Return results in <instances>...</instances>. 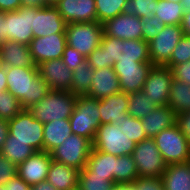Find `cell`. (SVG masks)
<instances>
[{"label":"cell","instance_id":"6da1fadb","mask_svg":"<svg viewBox=\"0 0 190 190\" xmlns=\"http://www.w3.org/2000/svg\"><path fill=\"white\" fill-rule=\"evenodd\" d=\"M7 90L16 97L23 109H29L49 93L47 83L38 68L6 67Z\"/></svg>","mask_w":190,"mask_h":190},{"label":"cell","instance_id":"7a4b0ae2","mask_svg":"<svg viewBox=\"0 0 190 190\" xmlns=\"http://www.w3.org/2000/svg\"><path fill=\"white\" fill-rule=\"evenodd\" d=\"M100 45L103 49H106L108 67L113 68L116 62H151L148 42L142 39L121 40L103 34Z\"/></svg>","mask_w":190,"mask_h":190},{"label":"cell","instance_id":"3957f363","mask_svg":"<svg viewBox=\"0 0 190 190\" xmlns=\"http://www.w3.org/2000/svg\"><path fill=\"white\" fill-rule=\"evenodd\" d=\"M77 96L70 91H49L42 100L29 108V111L43 124L55 119H69Z\"/></svg>","mask_w":190,"mask_h":190},{"label":"cell","instance_id":"277c9868","mask_svg":"<svg viewBox=\"0 0 190 190\" xmlns=\"http://www.w3.org/2000/svg\"><path fill=\"white\" fill-rule=\"evenodd\" d=\"M69 121L73 134L85 137L93 143L101 125L99 100L78 95Z\"/></svg>","mask_w":190,"mask_h":190},{"label":"cell","instance_id":"5b68a950","mask_svg":"<svg viewBox=\"0 0 190 190\" xmlns=\"http://www.w3.org/2000/svg\"><path fill=\"white\" fill-rule=\"evenodd\" d=\"M153 139L167 165L190 161V143L177 124L162 130Z\"/></svg>","mask_w":190,"mask_h":190},{"label":"cell","instance_id":"8992f818","mask_svg":"<svg viewBox=\"0 0 190 190\" xmlns=\"http://www.w3.org/2000/svg\"><path fill=\"white\" fill-rule=\"evenodd\" d=\"M11 141H20L36 152L43 151L44 124L35 119L29 109H22L17 116L8 121Z\"/></svg>","mask_w":190,"mask_h":190},{"label":"cell","instance_id":"52a82bcc","mask_svg":"<svg viewBox=\"0 0 190 190\" xmlns=\"http://www.w3.org/2000/svg\"><path fill=\"white\" fill-rule=\"evenodd\" d=\"M66 42L87 57L97 48L103 37V26L98 21L70 23L65 28Z\"/></svg>","mask_w":190,"mask_h":190},{"label":"cell","instance_id":"ba28073f","mask_svg":"<svg viewBox=\"0 0 190 190\" xmlns=\"http://www.w3.org/2000/svg\"><path fill=\"white\" fill-rule=\"evenodd\" d=\"M93 143L82 136L71 134L50 155L53 160L81 171L92 151Z\"/></svg>","mask_w":190,"mask_h":190},{"label":"cell","instance_id":"9c48e42d","mask_svg":"<svg viewBox=\"0 0 190 190\" xmlns=\"http://www.w3.org/2000/svg\"><path fill=\"white\" fill-rule=\"evenodd\" d=\"M132 157L139 177H162L167 167L153 138H147L137 143L132 152Z\"/></svg>","mask_w":190,"mask_h":190},{"label":"cell","instance_id":"30bf717a","mask_svg":"<svg viewBox=\"0 0 190 190\" xmlns=\"http://www.w3.org/2000/svg\"><path fill=\"white\" fill-rule=\"evenodd\" d=\"M136 142L123 134L120 127L115 124H101L98 128L93 148L115 156L132 155Z\"/></svg>","mask_w":190,"mask_h":190},{"label":"cell","instance_id":"8fae6325","mask_svg":"<svg viewBox=\"0 0 190 190\" xmlns=\"http://www.w3.org/2000/svg\"><path fill=\"white\" fill-rule=\"evenodd\" d=\"M183 36L181 25H166L154 39L148 42L151 63L154 66H165Z\"/></svg>","mask_w":190,"mask_h":190},{"label":"cell","instance_id":"7c38bea8","mask_svg":"<svg viewBox=\"0 0 190 190\" xmlns=\"http://www.w3.org/2000/svg\"><path fill=\"white\" fill-rule=\"evenodd\" d=\"M5 40L29 45L33 39V7H19L15 11L3 12Z\"/></svg>","mask_w":190,"mask_h":190},{"label":"cell","instance_id":"4fadbf2b","mask_svg":"<svg viewBox=\"0 0 190 190\" xmlns=\"http://www.w3.org/2000/svg\"><path fill=\"white\" fill-rule=\"evenodd\" d=\"M173 74L169 67L153 66L144 82L142 91L157 106L168 105Z\"/></svg>","mask_w":190,"mask_h":190},{"label":"cell","instance_id":"5bb4252c","mask_svg":"<svg viewBox=\"0 0 190 190\" xmlns=\"http://www.w3.org/2000/svg\"><path fill=\"white\" fill-rule=\"evenodd\" d=\"M154 65L151 62L114 64V72L117 74L121 92L127 94L142 90L149 71Z\"/></svg>","mask_w":190,"mask_h":190},{"label":"cell","instance_id":"9a60e30c","mask_svg":"<svg viewBox=\"0 0 190 190\" xmlns=\"http://www.w3.org/2000/svg\"><path fill=\"white\" fill-rule=\"evenodd\" d=\"M66 42L65 33L51 34L33 38L29 44L32 58L36 65L42 62L62 58Z\"/></svg>","mask_w":190,"mask_h":190},{"label":"cell","instance_id":"2e32d148","mask_svg":"<svg viewBox=\"0 0 190 190\" xmlns=\"http://www.w3.org/2000/svg\"><path fill=\"white\" fill-rule=\"evenodd\" d=\"M66 22L55 6L33 8L31 25L33 38L45 37L56 33H65Z\"/></svg>","mask_w":190,"mask_h":190},{"label":"cell","instance_id":"e0dca14e","mask_svg":"<svg viewBox=\"0 0 190 190\" xmlns=\"http://www.w3.org/2000/svg\"><path fill=\"white\" fill-rule=\"evenodd\" d=\"M39 76L47 83L50 91H70L73 71L62 58L42 62L37 65Z\"/></svg>","mask_w":190,"mask_h":190},{"label":"cell","instance_id":"ac0fdd59","mask_svg":"<svg viewBox=\"0 0 190 190\" xmlns=\"http://www.w3.org/2000/svg\"><path fill=\"white\" fill-rule=\"evenodd\" d=\"M142 19L133 14H123L102 23L106 36L121 40L142 39Z\"/></svg>","mask_w":190,"mask_h":190},{"label":"cell","instance_id":"d6986e66","mask_svg":"<svg viewBox=\"0 0 190 190\" xmlns=\"http://www.w3.org/2000/svg\"><path fill=\"white\" fill-rule=\"evenodd\" d=\"M51 162L50 153L45 151L35 152L17 166V175L30 186L46 181Z\"/></svg>","mask_w":190,"mask_h":190},{"label":"cell","instance_id":"ffe728a7","mask_svg":"<svg viewBox=\"0 0 190 190\" xmlns=\"http://www.w3.org/2000/svg\"><path fill=\"white\" fill-rule=\"evenodd\" d=\"M55 7L66 24L97 21L95 0H60Z\"/></svg>","mask_w":190,"mask_h":190},{"label":"cell","instance_id":"44dd1931","mask_svg":"<svg viewBox=\"0 0 190 190\" xmlns=\"http://www.w3.org/2000/svg\"><path fill=\"white\" fill-rule=\"evenodd\" d=\"M129 94L119 92L99 100V112L101 124L121 125V121L128 115Z\"/></svg>","mask_w":190,"mask_h":190},{"label":"cell","instance_id":"7402d4cb","mask_svg":"<svg viewBox=\"0 0 190 190\" xmlns=\"http://www.w3.org/2000/svg\"><path fill=\"white\" fill-rule=\"evenodd\" d=\"M93 75L92 84L86 96L102 100L121 92L118 76L112 67L94 69Z\"/></svg>","mask_w":190,"mask_h":190},{"label":"cell","instance_id":"603a6c76","mask_svg":"<svg viewBox=\"0 0 190 190\" xmlns=\"http://www.w3.org/2000/svg\"><path fill=\"white\" fill-rule=\"evenodd\" d=\"M0 59L4 67L38 68L32 58L29 45L16 41H3L0 45Z\"/></svg>","mask_w":190,"mask_h":190},{"label":"cell","instance_id":"cb8c5ba5","mask_svg":"<svg viewBox=\"0 0 190 190\" xmlns=\"http://www.w3.org/2000/svg\"><path fill=\"white\" fill-rule=\"evenodd\" d=\"M141 123L146 136L148 138H154L162 130L176 124V115L170 109L169 105L157 106L155 110L141 119Z\"/></svg>","mask_w":190,"mask_h":190},{"label":"cell","instance_id":"d4e9b609","mask_svg":"<svg viewBox=\"0 0 190 190\" xmlns=\"http://www.w3.org/2000/svg\"><path fill=\"white\" fill-rule=\"evenodd\" d=\"M79 170L52 159L47 181L57 190H70L78 187Z\"/></svg>","mask_w":190,"mask_h":190},{"label":"cell","instance_id":"484cf974","mask_svg":"<svg viewBox=\"0 0 190 190\" xmlns=\"http://www.w3.org/2000/svg\"><path fill=\"white\" fill-rule=\"evenodd\" d=\"M118 156L92 148L85 168L94 176L105 177L115 184L116 158Z\"/></svg>","mask_w":190,"mask_h":190},{"label":"cell","instance_id":"4316f807","mask_svg":"<svg viewBox=\"0 0 190 190\" xmlns=\"http://www.w3.org/2000/svg\"><path fill=\"white\" fill-rule=\"evenodd\" d=\"M73 134L69 119H55L43 128V151L50 153Z\"/></svg>","mask_w":190,"mask_h":190},{"label":"cell","instance_id":"83f0119b","mask_svg":"<svg viewBox=\"0 0 190 190\" xmlns=\"http://www.w3.org/2000/svg\"><path fill=\"white\" fill-rule=\"evenodd\" d=\"M161 179L164 190H190V161L167 165Z\"/></svg>","mask_w":190,"mask_h":190},{"label":"cell","instance_id":"f1b7e54d","mask_svg":"<svg viewBox=\"0 0 190 190\" xmlns=\"http://www.w3.org/2000/svg\"><path fill=\"white\" fill-rule=\"evenodd\" d=\"M168 105L175 115L190 111V85L173 79Z\"/></svg>","mask_w":190,"mask_h":190},{"label":"cell","instance_id":"f546056e","mask_svg":"<svg viewBox=\"0 0 190 190\" xmlns=\"http://www.w3.org/2000/svg\"><path fill=\"white\" fill-rule=\"evenodd\" d=\"M155 14L165 25H181L184 9L180 2L158 0Z\"/></svg>","mask_w":190,"mask_h":190},{"label":"cell","instance_id":"4dcf8cb0","mask_svg":"<svg viewBox=\"0 0 190 190\" xmlns=\"http://www.w3.org/2000/svg\"><path fill=\"white\" fill-rule=\"evenodd\" d=\"M35 152L36 151L32 147L26 145V143L11 141V134L9 133L7 140L0 151V155L6 157L13 164L18 166Z\"/></svg>","mask_w":190,"mask_h":190},{"label":"cell","instance_id":"1f68e13d","mask_svg":"<svg viewBox=\"0 0 190 190\" xmlns=\"http://www.w3.org/2000/svg\"><path fill=\"white\" fill-rule=\"evenodd\" d=\"M94 68L86 60L73 71L70 92L75 95H85L91 87Z\"/></svg>","mask_w":190,"mask_h":190},{"label":"cell","instance_id":"d6a6232c","mask_svg":"<svg viewBox=\"0 0 190 190\" xmlns=\"http://www.w3.org/2000/svg\"><path fill=\"white\" fill-rule=\"evenodd\" d=\"M156 108L157 105L142 90L129 94L127 113L132 117L142 119Z\"/></svg>","mask_w":190,"mask_h":190},{"label":"cell","instance_id":"836d02e7","mask_svg":"<svg viewBox=\"0 0 190 190\" xmlns=\"http://www.w3.org/2000/svg\"><path fill=\"white\" fill-rule=\"evenodd\" d=\"M138 177L132 155H122L116 158L115 183H133Z\"/></svg>","mask_w":190,"mask_h":190},{"label":"cell","instance_id":"e575fe53","mask_svg":"<svg viewBox=\"0 0 190 190\" xmlns=\"http://www.w3.org/2000/svg\"><path fill=\"white\" fill-rule=\"evenodd\" d=\"M127 0H95L97 21H105L115 18L122 13Z\"/></svg>","mask_w":190,"mask_h":190},{"label":"cell","instance_id":"d590c367","mask_svg":"<svg viewBox=\"0 0 190 190\" xmlns=\"http://www.w3.org/2000/svg\"><path fill=\"white\" fill-rule=\"evenodd\" d=\"M113 182L105 177L94 176L85 167L79 172L78 187L80 190H111Z\"/></svg>","mask_w":190,"mask_h":190},{"label":"cell","instance_id":"8d00e7d4","mask_svg":"<svg viewBox=\"0 0 190 190\" xmlns=\"http://www.w3.org/2000/svg\"><path fill=\"white\" fill-rule=\"evenodd\" d=\"M158 0H127L123 7V14H133L141 19L155 14Z\"/></svg>","mask_w":190,"mask_h":190},{"label":"cell","instance_id":"74e56055","mask_svg":"<svg viewBox=\"0 0 190 190\" xmlns=\"http://www.w3.org/2000/svg\"><path fill=\"white\" fill-rule=\"evenodd\" d=\"M119 127L123 134H126L129 139L136 142V144L148 138L143 129L141 119L134 118L130 114L121 121V125Z\"/></svg>","mask_w":190,"mask_h":190},{"label":"cell","instance_id":"f35d334b","mask_svg":"<svg viewBox=\"0 0 190 190\" xmlns=\"http://www.w3.org/2000/svg\"><path fill=\"white\" fill-rule=\"evenodd\" d=\"M23 108L19 100L14 97L8 90L0 93V118L3 120H11Z\"/></svg>","mask_w":190,"mask_h":190},{"label":"cell","instance_id":"ab89813d","mask_svg":"<svg viewBox=\"0 0 190 190\" xmlns=\"http://www.w3.org/2000/svg\"><path fill=\"white\" fill-rule=\"evenodd\" d=\"M190 61V36L184 35L175 46L169 62L165 65L170 69L181 63Z\"/></svg>","mask_w":190,"mask_h":190},{"label":"cell","instance_id":"60d3db41","mask_svg":"<svg viewBox=\"0 0 190 190\" xmlns=\"http://www.w3.org/2000/svg\"><path fill=\"white\" fill-rule=\"evenodd\" d=\"M166 25L156 16L152 15L142 19V40L149 42L154 39Z\"/></svg>","mask_w":190,"mask_h":190},{"label":"cell","instance_id":"b9f144b4","mask_svg":"<svg viewBox=\"0 0 190 190\" xmlns=\"http://www.w3.org/2000/svg\"><path fill=\"white\" fill-rule=\"evenodd\" d=\"M62 60L63 63L71 71H74L78 65L86 61V57L82 55L79 51H77L75 48L66 45L62 55Z\"/></svg>","mask_w":190,"mask_h":190},{"label":"cell","instance_id":"7bdbcfd3","mask_svg":"<svg viewBox=\"0 0 190 190\" xmlns=\"http://www.w3.org/2000/svg\"><path fill=\"white\" fill-rule=\"evenodd\" d=\"M16 175L17 166L0 155V185H6Z\"/></svg>","mask_w":190,"mask_h":190},{"label":"cell","instance_id":"ee69618b","mask_svg":"<svg viewBox=\"0 0 190 190\" xmlns=\"http://www.w3.org/2000/svg\"><path fill=\"white\" fill-rule=\"evenodd\" d=\"M88 64L94 69H101L108 67L106 49H103L101 45L95 48L87 57Z\"/></svg>","mask_w":190,"mask_h":190},{"label":"cell","instance_id":"f6af8a7d","mask_svg":"<svg viewBox=\"0 0 190 190\" xmlns=\"http://www.w3.org/2000/svg\"><path fill=\"white\" fill-rule=\"evenodd\" d=\"M133 183L136 185L138 190H164L161 177H138L133 181Z\"/></svg>","mask_w":190,"mask_h":190},{"label":"cell","instance_id":"bcb514c9","mask_svg":"<svg viewBox=\"0 0 190 190\" xmlns=\"http://www.w3.org/2000/svg\"><path fill=\"white\" fill-rule=\"evenodd\" d=\"M171 71L174 79L190 85V61L173 66Z\"/></svg>","mask_w":190,"mask_h":190},{"label":"cell","instance_id":"7dc6e473","mask_svg":"<svg viewBox=\"0 0 190 190\" xmlns=\"http://www.w3.org/2000/svg\"><path fill=\"white\" fill-rule=\"evenodd\" d=\"M176 124L190 143V111L177 114Z\"/></svg>","mask_w":190,"mask_h":190},{"label":"cell","instance_id":"c3c4849f","mask_svg":"<svg viewBox=\"0 0 190 190\" xmlns=\"http://www.w3.org/2000/svg\"><path fill=\"white\" fill-rule=\"evenodd\" d=\"M0 190H31V186L16 175L6 185H0Z\"/></svg>","mask_w":190,"mask_h":190},{"label":"cell","instance_id":"681fc988","mask_svg":"<svg viewBox=\"0 0 190 190\" xmlns=\"http://www.w3.org/2000/svg\"><path fill=\"white\" fill-rule=\"evenodd\" d=\"M21 7V0H0V12L15 11Z\"/></svg>","mask_w":190,"mask_h":190},{"label":"cell","instance_id":"f907efd6","mask_svg":"<svg viewBox=\"0 0 190 190\" xmlns=\"http://www.w3.org/2000/svg\"><path fill=\"white\" fill-rule=\"evenodd\" d=\"M9 134L8 121L0 118V151Z\"/></svg>","mask_w":190,"mask_h":190},{"label":"cell","instance_id":"816d5d0a","mask_svg":"<svg viewBox=\"0 0 190 190\" xmlns=\"http://www.w3.org/2000/svg\"><path fill=\"white\" fill-rule=\"evenodd\" d=\"M181 28L183 29L184 35H190V11H184Z\"/></svg>","mask_w":190,"mask_h":190},{"label":"cell","instance_id":"f5cc1de1","mask_svg":"<svg viewBox=\"0 0 190 190\" xmlns=\"http://www.w3.org/2000/svg\"><path fill=\"white\" fill-rule=\"evenodd\" d=\"M21 7L43 8L46 5L43 0H21Z\"/></svg>","mask_w":190,"mask_h":190},{"label":"cell","instance_id":"db71d44e","mask_svg":"<svg viewBox=\"0 0 190 190\" xmlns=\"http://www.w3.org/2000/svg\"><path fill=\"white\" fill-rule=\"evenodd\" d=\"M111 190H138L134 183H115Z\"/></svg>","mask_w":190,"mask_h":190},{"label":"cell","instance_id":"11a10c76","mask_svg":"<svg viewBox=\"0 0 190 190\" xmlns=\"http://www.w3.org/2000/svg\"><path fill=\"white\" fill-rule=\"evenodd\" d=\"M31 190H57L47 180L31 186Z\"/></svg>","mask_w":190,"mask_h":190},{"label":"cell","instance_id":"9f6ffc18","mask_svg":"<svg viewBox=\"0 0 190 190\" xmlns=\"http://www.w3.org/2000/svg\"><path fill=\"white\" fill-rule=\"evenodd\" d=\"M5 40V22H3V12H0V45Z\"/></svg>","mask_w":190,"mask_h":190},{"label":"cell","instance_id":"6f0895ef","mask_svg":"<svg viewBox=\"0 0 190 190\" xmlns=\"http://www.w3.org/2000/svg\"><path fill=\"white\" fill-rule=\"evenodd\" d=\"M0 86H7L6 67H0Z\"/></svg>","mask_w":190,"mask_h":190},{"label":"cell","instance_id":"680465c9","mask_svg":"<svg viewBox=\"0 0 190 190\" xmlns=\"http://www.w3.org/2000/svg\"><path fill=\"white\" fill-rule=\"evenodd\" d=\"M184 11H190V0H181Z\"/></svg>","mask_w":190,"mask_h":190},{"label":"cell","instance_id":"91938a15","mask_svg":"<svg viewBox=\"0 0 190 190\" xmlns=\"http://www.w3.org/2000/svg\"><path fill=\"white\" fill-rule=\"evenodd\" d=\"M43 2L46 6H55L60 2V0H43Z\"/></svg>","mask_w":190,"mask_h":190},{"label":"cell","instance_id":"94428289","mask_svg":"<svg viewBox=\"0 0 190 190\" xmlns=\"http://www.w3.org/2000/svg\"><path fill=\"white\" fill-rule=\"evenodd\" d=\"M7 91V86H0V93Z\"/></svg>","mask_w":190,"mask_h":190},{"label":"cell","instance_id":"6125c7cd","mask_svg":"<svg viewBox=\"0 0 190 190\" xmlns=\"http://www.w3.org/2000/svg\"><path fill=\"white\" fill-rule=\"evenodd\" d=\"M168 1H171V2H181V0H168Z\"/></svg>","mask_w":190,"mask_h":190},{"label":"cell","instance_id":"be15d7a7","mask_svg":"<svg viewBox=\"0 0 190 190\" xmlns=\"http://www.w3.org/2000/svg\"><path fill=\"white\" fill-rule=\"evenodd\" d=\"M70 190H80V188L79 187H75V188L70 189Z\"/></svg>","mask_w":190,"mask_h":190}]
</instances>
